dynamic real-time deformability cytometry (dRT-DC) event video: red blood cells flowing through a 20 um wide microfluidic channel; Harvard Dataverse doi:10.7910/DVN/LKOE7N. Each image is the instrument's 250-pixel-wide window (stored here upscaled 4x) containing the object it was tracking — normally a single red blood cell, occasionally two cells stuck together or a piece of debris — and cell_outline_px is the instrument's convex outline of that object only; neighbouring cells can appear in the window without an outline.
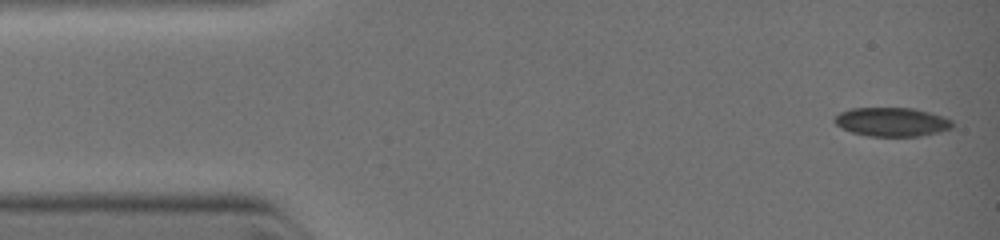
{"species": "common noctule bat (a hibernating species)", "species_latin": "Nyctalus noctula", "temperature_condition": "warm", "stored_images_in_passage": 6, "camera_frame_rate_fps": 3000, "um_per_image_px": 0.085, "animal": {"sex": "female", "body_mass_g": 19.0, "forearm_length_mm": 51.5}, "frame": {"image": 1, "passage_image": 1, "time_ms": 0.0, "image_size_px": [1000, 240], "cell_outline_px": [[952, 128], [940, 132], [920, 136], [868, 136], [852, 132], [836, 124], [832, 120], [840, 112], [852, 108], [912, 108], [928, 112], [952, 120]], "centroid_in_image_um": [75.8, 10.37], "position_along_channel_um": 9.2, "area_um2": 19.65}}
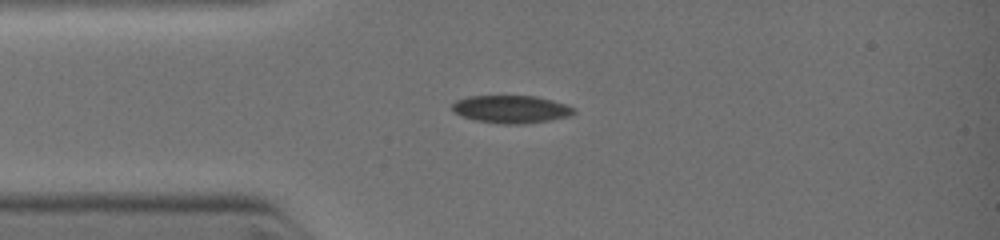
{"frame": {"image": 2, "passage_image": 4, "time_ms": 2.333, "image_size_px": [1000, 240], "cell_outline_px": [[576, 112], [572, 116], [524, 124], [504, 124], [476, 120], [460, 116], [452, 112], [452, 104], [456, 100], [468, 96], [536, 96], [552, 100], [576, 108]], "centroid_in_image_um": [43.44, 9.28], "position_along_channel_um": 41.6, "area_um2": 19.77}}